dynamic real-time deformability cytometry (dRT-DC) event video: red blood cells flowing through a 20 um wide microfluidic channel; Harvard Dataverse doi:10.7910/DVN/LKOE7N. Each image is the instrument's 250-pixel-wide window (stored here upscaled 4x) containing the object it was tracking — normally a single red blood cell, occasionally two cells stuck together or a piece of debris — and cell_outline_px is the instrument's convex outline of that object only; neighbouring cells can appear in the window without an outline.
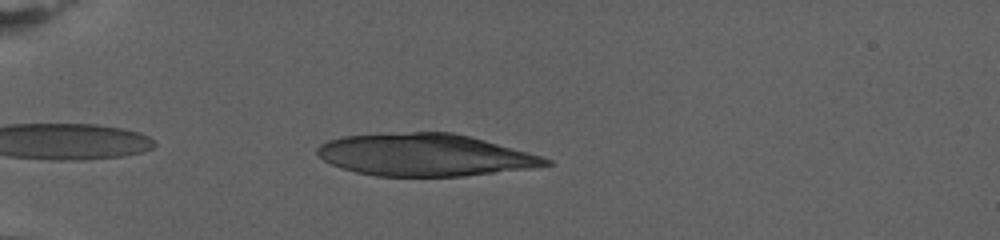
{"species": "human", "species_latin": "Homo sapiens", "temperature_condition": "warm", "stored_images_in_passage": 52, "camera_frame_rate_fps": 3000, "um_per_image_px": 0.085, "donor": {"sex": "female"}, "frame": {"image": 1, "passage_image": 4, "time_ms": 1.0, "image_size_px": [1000, 240], "cell_outline_px": [[552, 164], [528, 168], [464, 176], [376, 176], [356, 172], [340, 168], [324, 160], [316, 152], [316, 148], [320, 144], [328, 140], [344, 136], [412, 132], [452, 132], [484, 140], [528, 152], [552, 160]], "centroid_in_image_um": [36.08, 13.17], "position_along_channel_um": 48.9, "area_um2": 55.72}}